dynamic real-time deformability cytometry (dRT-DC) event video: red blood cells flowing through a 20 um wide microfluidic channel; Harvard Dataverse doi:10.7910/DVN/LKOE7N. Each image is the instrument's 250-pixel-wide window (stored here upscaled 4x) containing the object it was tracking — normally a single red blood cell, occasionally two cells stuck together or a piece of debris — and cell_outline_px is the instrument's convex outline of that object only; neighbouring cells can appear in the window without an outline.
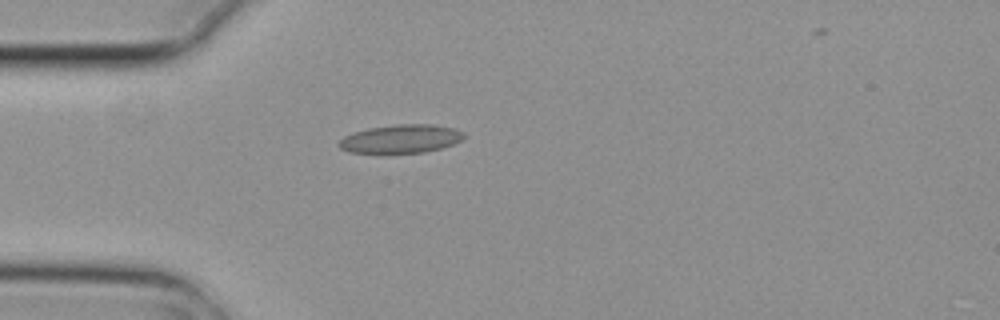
{"species": "common noctule bat (a hibernating species)", "species_latin": "Nyctalus noctula", "temperature_condition": "cold", "stored_images_in_passage": 3, "camera_frame_rate_fps": 3000, "um_per_image_px": 0.085, "animal": {"sex": "female", "body_mass_g": 29.2, "forearm_length_mm": 56.3}, "frame": {"image": 1, "passage_image": 3, "time_ms": 0.667, "image_size_px": [1000, 320], "cell_outline_px": [[464, 136], [460, 140], [452, 144], [440, 148], [424, 152], [348, 152], [340, 148], [336, 144], [344, 136], [368, 128], [396, 124], [432, 124], [456, 128], [464, 132]], "centroid_in_image_um": [34.08, 11.78], "position_along_channel_um": 50.9, "area_um2": 20.46}}